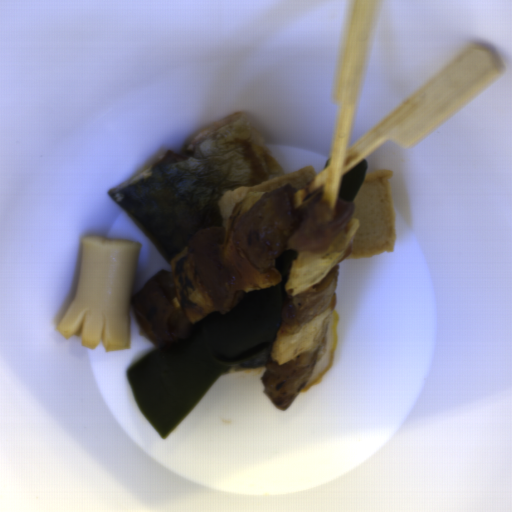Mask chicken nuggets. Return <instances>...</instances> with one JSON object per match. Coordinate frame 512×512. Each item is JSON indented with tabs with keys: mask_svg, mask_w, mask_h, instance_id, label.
I'll return each instance as SVG.
<instances>
[{
	"mask_svg": "<svg viewBox=\"0 0 512 512\" xmlns=\"http://www.w3.org/2000/svg\"><path fill=\"white\" fill-rule=\"evenodd\" d=\"M131 309L147 339L165 347L194 331L168 270H159L131 297Z\"/></svg>",
	"mask_w": 512,
	"mask_h": 512,
	"instance_id": "obj_2",
	"label": "chicken nuggets"
},
{
	"mask_svg": "<svg viewBox=\"0 0 512 512\" xmlns=\"http://www.w3.org/2000/svg\"><path fill=\"white\" fill-rule=\"evenodd\" d=\"M356 216L354 203L341 199L335 208L317 193L295 207L288 184L246 194L225 225L198 230L186 242L196 273L212 297L214 313L237 307L244 292L282 282L276 268L281 252H325Z\"/></svg>",
	"mask_w": 512,
	"mask_h": 512,
	"instance_id": "obj_1",
	"label": "chicken nuggets"
},
{
	"mask_svg": "<svg viewBox=\"0 0 512 512\" xmlns=\"http://www.w3.org/2000/svg\"><path fill=\"white\" fill-rule=\"evenodd\" d=\"M338 266H334L320 281L300 293L293 296L284 294L285 302L280 312L282 323L275 339L284 335L297 334L320 312L335 306Z\"/></svg>",
	"mask_w": 512,
	"mask_h": 512,
	"instance_id": "obj_4",
	"label": "chicken nuggets"
},
{
	"mask_svg": "<svg viewBox=\"0 0 512 512\" xmlns=\"http://www.w3.org/2000/svg\"><path fill=\"white\" fill-rule=\"evenodd\" d=\"M323 347V346H322ZM322 347L301 352L282 364L269 357L262 376V392L276 408L288 410L307 385Z\"/></svg>",
	"mask_w": 512,
	"mask_h": 512,
	"instance_id": "obj_3",
	"label": "chicken nuggets"
}]
</instances>
